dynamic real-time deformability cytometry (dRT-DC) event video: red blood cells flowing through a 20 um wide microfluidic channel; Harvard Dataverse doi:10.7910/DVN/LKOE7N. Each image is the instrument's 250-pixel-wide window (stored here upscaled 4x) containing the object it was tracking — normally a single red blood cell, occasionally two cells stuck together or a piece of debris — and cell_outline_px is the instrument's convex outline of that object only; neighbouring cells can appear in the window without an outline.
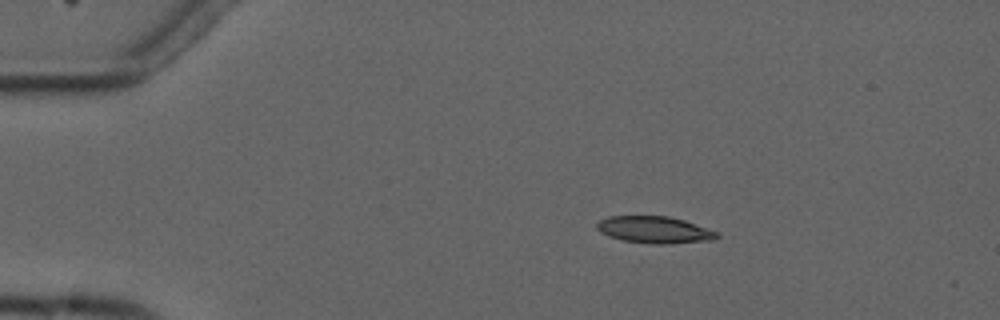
{"species": "common noctule bat (a hibernating species)", "species_latin": "Nyctalus noctula", "temperature_condition": "cold", "stored_images_in_passage": 4, "camera_frame_rate_fps": 3000, "um_per_image_px": 0.085, "animal": {"sex": "male", "forearm_length_mm": 52.5}, "frame": {"image": 1, "passage_image": 2, "time_ms": 2.0, "image_size_px": [1000, 320], "cell_outline_px": [[720, 236], [712, 240], [664, 244], [656, 244], [624, 240], [608, 236], [600, 232], [596, 228], [596, 224], [600, 220], [608, 216], [668, 216], [684, 220], [720, 232]], "centroid_in_image_um": [55.65, 19.52], "position_along_channel_um": 29.4, "area_um2": 18.79}}
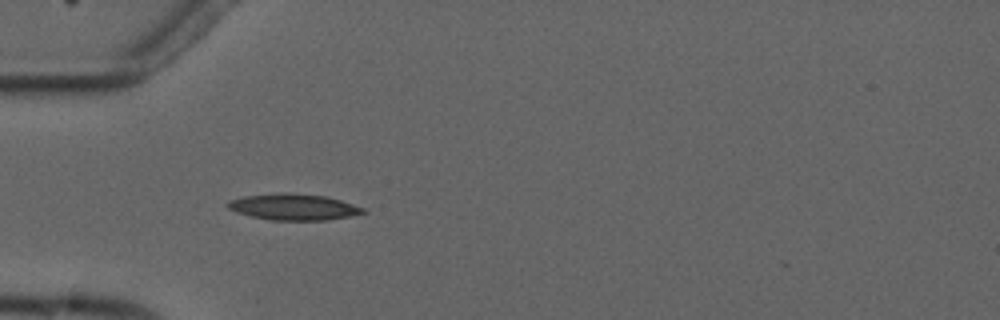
{"frame": {"image": 2, "passage_image": 4, "time_ms": 4.333, "image_size_px": [1000, 320], "cell_outline_px": [[368, 212], [328, 220], [272, 220], [252, 216], [236, 212], [228, 208], [224, 204], [228, 200], [244, 196], [284, 192], [328, 196], [364, 208]], "centroid_in_image_um": [24.93, 17.58], "position_along_channel_um": 60.1, "area_um2": 20.69}}